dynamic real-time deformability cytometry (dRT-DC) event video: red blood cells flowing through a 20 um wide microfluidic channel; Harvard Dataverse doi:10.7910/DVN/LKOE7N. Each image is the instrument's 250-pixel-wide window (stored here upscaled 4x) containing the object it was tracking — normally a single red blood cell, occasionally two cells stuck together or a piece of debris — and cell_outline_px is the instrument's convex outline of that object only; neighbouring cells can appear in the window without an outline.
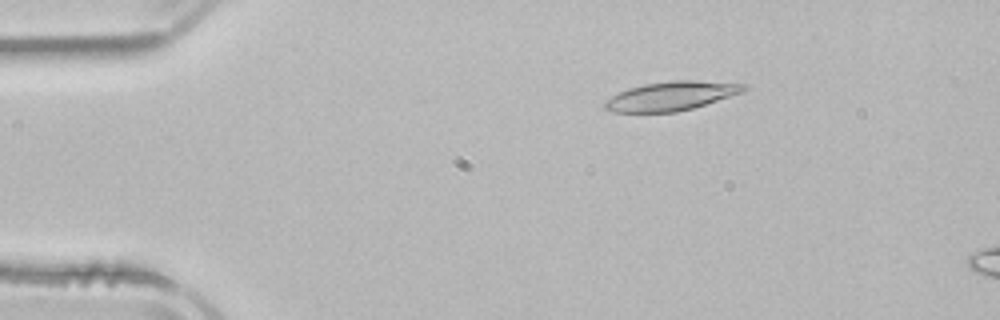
{"species": "common noctule bat (a hibernating species)", "species_latin": "Nyctalus noctula", "temperature_condition": "room temperature", "stored_images_in_passage": 3, "camera_frame_rate_fps": 3000, "um_per_image_px": 0.085, "animal": {"sex": "male", "body_mass_g": 21.5, "forearm_length_mm": 52.0}, "frame": {"image": 1, "passage_image": 1, "time_ms": 0.0, "image_size_px": [1000, 320], "cell_outline_px": [[748, 88], [744, 92], [692, 108], [676, 112], [612, 112], [604, 108], [604, 100], [628, 88], [644, 84], [672, 80], [692, 80], [748, 84]], "centroid_in_image_um": [57.06, 8.15], "position_along_channel_um": 27.9, "area_um2": 23.47}}